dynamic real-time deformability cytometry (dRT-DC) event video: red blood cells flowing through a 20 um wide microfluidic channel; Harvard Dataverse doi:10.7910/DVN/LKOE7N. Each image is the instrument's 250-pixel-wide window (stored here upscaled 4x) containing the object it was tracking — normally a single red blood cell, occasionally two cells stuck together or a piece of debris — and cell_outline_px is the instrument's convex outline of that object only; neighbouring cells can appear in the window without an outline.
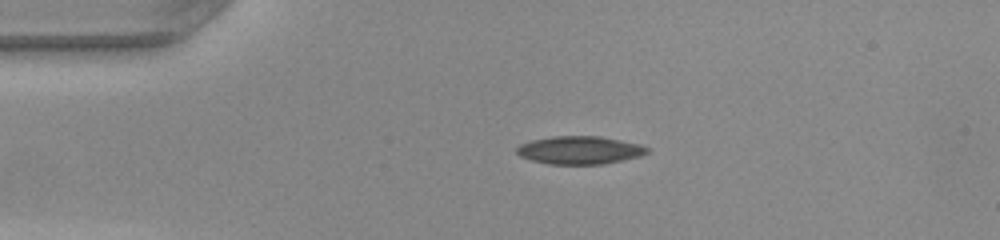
{"species": "common noctule bat (a hibernating species)", "species_latin": "Nyctalus noctula", "temperature_condition": "warm", "stored_images_in_passage": 48, "camera_frame_rate_fps": 3000, "um_per_image_px": 0.085, "animal": {"sex": "female", "body_mass_g": 22.0, "forearm_length_mm": 56.7}, "frame": {"image": 1, "passage_image": 10, "time_ms": 3.0, "image_size_px": [1000, 240], "cell_outline_px": [[648, 152], [640, 156], [624, 160], [604, 164], [548, 164], [532, 160], [520, 156], [516, 152], [516, 148], [520, 144], [532, 140], [552, 136], [600, 136], [640, 144], [648, 148]], "centroid_in_image_um": [49.27, 12.76], "position_along_channel_um": 35.7, "area_um2": 21.27}}
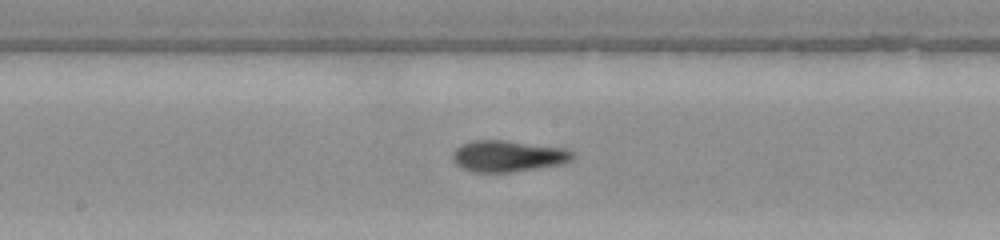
{"frame": {"image": 2, "passage_image": 25, "time_ms": 8.0, "image_size_px": [1000, 240], "cell_outline_px": [[576, 156], [572, 160], [564, 164], [516, 172], [472, 172], [460, 168], [452, 160], [452, 152], [460, 144], [476, 140], [504, 140], [568, 148], [576, 152]], "centroid_in_image_um": [43.23, 13.27], "position_along_channel_um": 205.0, "area_um2": 22.54}}
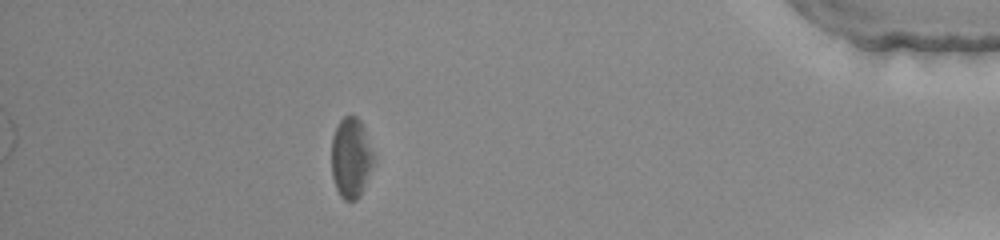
{"frame": {"image": 3, "passage_image": 43, "time_ms": 14.0, "image_size_px": [1000, 240], "cell_outline_px": [[376, 160], [364, 188], [360, 196], [356, 200], [344, 200], [340, 196], [336, 188], [332, 176], [332, 136], [340, 120], [344, 116], [356, 116], [360, 120], [364, 128]], "centroid_in_image_um": [29.85, 13.43], "position_along_channel_um": 405.3, "area_um2": 19.88}, "authors_computed_cell_mechanics": {"area_um2": 21.4149, "velocity_mm_per_s": 4.1478, "shape_relaxation_time_tau1_ms": 4.8111, "shape_relaxation_time_tau2_ms": 3.6693, "deformation_change_tau1": 0.1362, "deformation_change_tau2": 0.1303}}